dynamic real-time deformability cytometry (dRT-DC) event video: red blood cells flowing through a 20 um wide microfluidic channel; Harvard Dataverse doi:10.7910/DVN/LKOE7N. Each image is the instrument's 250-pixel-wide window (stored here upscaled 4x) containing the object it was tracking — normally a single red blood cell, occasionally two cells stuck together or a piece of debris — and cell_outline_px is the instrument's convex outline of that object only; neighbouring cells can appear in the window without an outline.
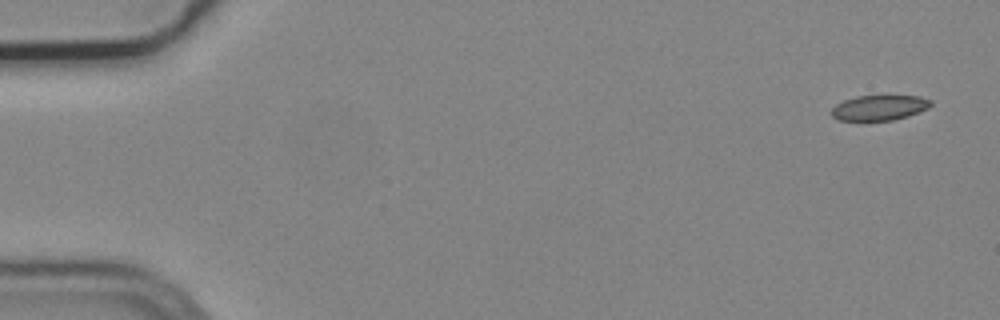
{"species": "common noctule bat (a hibernating species)", "species_latin": "Nyctalus noctula", "temperature_condition": "cold", "stored_images_in_passage": 4, "camera_frame_rate_fps": 3000, "um_per_image_px": 0.085, "animal": {"sex": "male", "body_mass_g": 19.2, "forearm_length_mm": 51.8}, "frame": {"image": 1, "passage_image": 1, "time_ms": 0.0, "image_size_px": [1000, 320], "cell_outline_px": [[932, 104], [928, 108], [908, 116], [892, 120], [840, 120], [832, 116], [832, 108], [836, 104], [844, 100], [856, 96], [920, 96], [932, 100]], "centroid_in_image_um": [74.76, 9.15], "position_along_channel_um": 10.2, "area_um2": 14.45}}
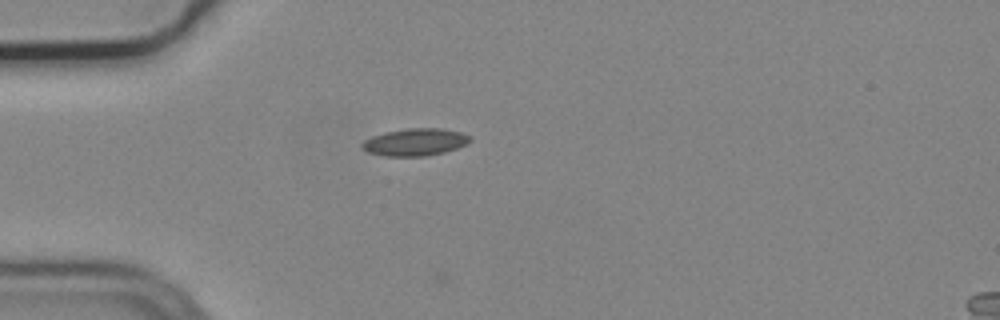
{"frame": {"image": 2, "passage_image": 4, "time_ms": 1.0, "image_size_px": [1000, 320], "cell_outline_px": [[472, 140], [468, 144], [444, 152], [424, 156], [384, 156], [368, 152], [360, 144], [364, 140], [372, 136], [384, 132], [408, 128], [440, 128], [460, 132], [472, 136]], "centroid_in_image_um": [35.31, 12.07], "position_along_channel_um": 49.7, "area_um2": 17.22}}